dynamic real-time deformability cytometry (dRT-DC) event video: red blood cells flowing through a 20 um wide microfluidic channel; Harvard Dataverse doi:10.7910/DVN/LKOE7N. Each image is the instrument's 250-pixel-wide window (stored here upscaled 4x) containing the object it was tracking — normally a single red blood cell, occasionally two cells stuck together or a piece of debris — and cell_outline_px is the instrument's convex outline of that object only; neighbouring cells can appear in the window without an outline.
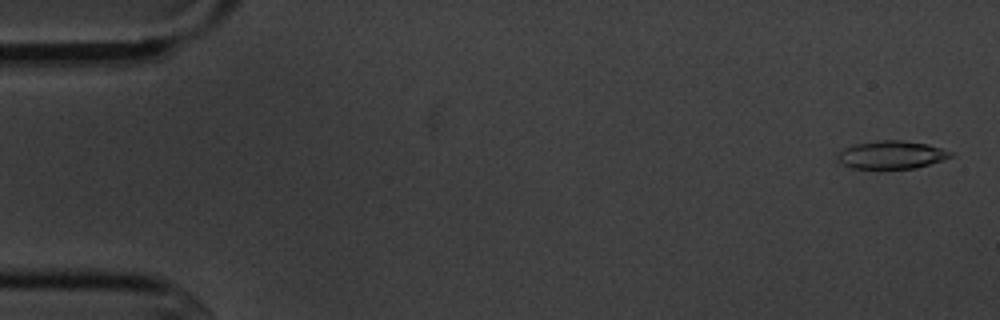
{"species": "common noctule bat (a hibernating species)", "species_latin": "Nyctalus noctula", "temperature_condition": "cold", "stored_images_in_passage": 5, "camera_frame_rate_fps": 3000, "um_per_image_px": 0.085, "animal": {"sex": "male", "body_mass_g": 20.1, "forearm_length_mm": 53.5}, "frame": {"image": 1, "passage_image": 1, "time_ms": 0.0, "image_size_px": [1000, 320], "cell_outline_px": [[956, 156], [944, 160], [916, 168], [852, 168], [840, 164], [836, 160], [836, 156], [844, 148], [856, 144], [880, 140], [900, 140], [928, 144], [952, 152]], "centroid_in_image_um": [75.79, 13.16], "position_along_channel_um": 9.2, "area_um2": 18.5}}